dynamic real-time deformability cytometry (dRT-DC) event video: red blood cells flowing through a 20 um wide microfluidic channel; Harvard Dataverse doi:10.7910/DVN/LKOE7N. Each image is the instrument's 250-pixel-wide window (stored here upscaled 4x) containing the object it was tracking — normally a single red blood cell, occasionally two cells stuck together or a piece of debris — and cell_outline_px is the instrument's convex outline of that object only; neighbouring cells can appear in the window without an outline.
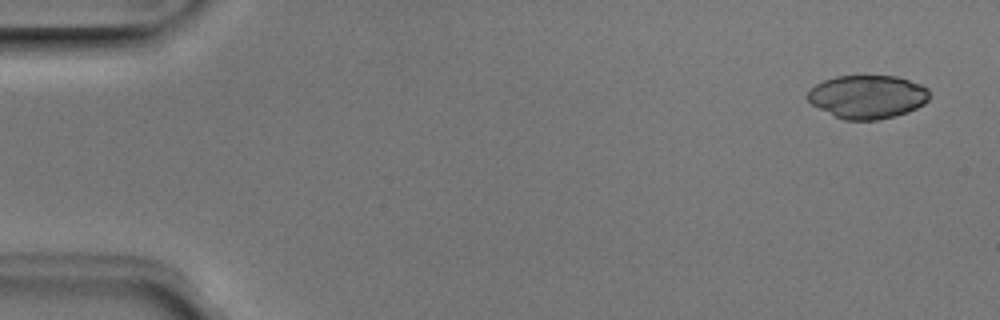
{"species": "Egyptian fruit bat (a non-hibernating species)", "species_latin": "Rousettus aegyptiacus", "temperature_condition": "room temperature", "stored_images_in_passage": 5, "camera_frame_rate_fps": 3000, "um_per_image_px": 0.085, "animal": {"sex": "male"}, "frame": {"image": 1, "passage_image": 1, "time_ms": 0.0, "image_size_px": [1000, 320], "cell_outline_px": [[928, 100], [924, 104], [908, 112], [896, 116], [876, 120], [844, 120], [812, 104], [808, 100], [808, 92], [816, 84], [824, 80], [836, 76], [896, 76], [920, 84], [928, 88]], "centroid_in_image_um": [73.76, 8.23], "position_along_channel_um": 11.2, "area_um2": 30.58}}